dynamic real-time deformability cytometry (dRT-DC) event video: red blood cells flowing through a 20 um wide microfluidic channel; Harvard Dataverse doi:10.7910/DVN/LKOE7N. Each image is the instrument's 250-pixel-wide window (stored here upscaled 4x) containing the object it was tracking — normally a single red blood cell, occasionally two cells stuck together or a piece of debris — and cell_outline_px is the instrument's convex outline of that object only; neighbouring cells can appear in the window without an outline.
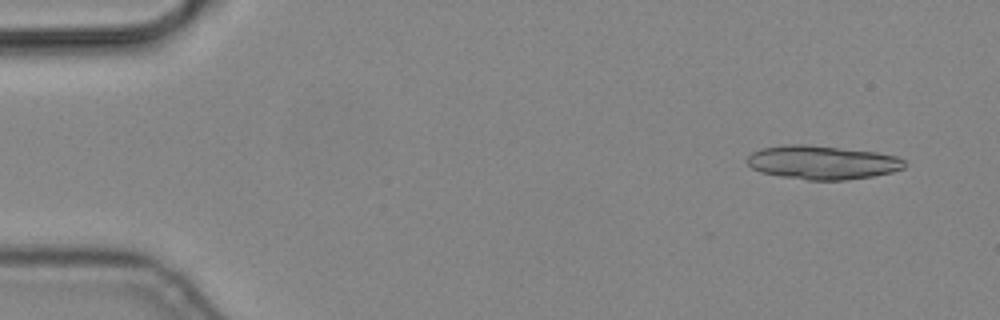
{"species": "common noctule bat (a hibernating species)", "species_latin": "Nyctalus noctula", "temperature_condition": "cold", "stored_images_in_passage": 6, "segment_of_instrument_passage": [1, 2], "camera_frame_rate_fps": 3000, "um_per_image_px": 0.085, "animal": {"sex": "male", "body_mass_g": 19.2, "forearm_length_mm": 51.8}, "frame": {"image": 1, "passage_image": 2, "time_ms": 0.333, "image_size_px": [1000, 320], "cell_outline_px": [[908, 164], [904, 168], [892, 172], [872, 176], [848, 180], [808, 180], [760, 172], [752, 168], [744, 160], [752, 152], [760, 148], [784, 144], [804, 144], [876, 152], [896, 156], [904, 160]], "centroid_in_image_um": [69.88, 13.8], "position_along_channel_um": 15.1, "area_um2": 31.04}}